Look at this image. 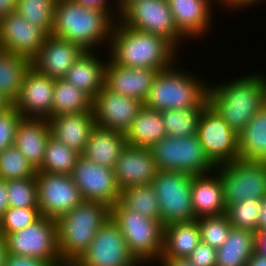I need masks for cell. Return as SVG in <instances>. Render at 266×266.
<instances>
[{
    "label": "cell",
    "mask_w": 266,
    "mask_h": 266,
    "mask_svg": "<svg viewBox=\"0 0 266 266\" xmlns=\"http://www.w3.org/2000/svg\"><path fill=\"white\" fill-rule=\"evenodd\" d=\"M116 20L107 45L110 47L108 56L113 63L128 68H150L157 71L176 64L174 62L178 49L166 38L138 31Z\"/></svg>",
    "instance_id": "cell-1"
},
{
    "label": "cell",
    "mask_w": 266,
    "mask_h": 266,
    "mask_svg": "<svg viewBox=\"0 0 266 266\" xmlns=\"http://www.w3.org/2000/svg\"><path fill=\"white\" fill-rule=\"evenodd\" d=\"M210 85L208 103L237 135L266 104V77L262 73Z\"/></svg>",
    "instance_id": "cell-2"
},
{
    "label": "cell",
    "mask_w": 266,
    "mask_h": 266,
    "mask_svg": "<svg viewBox=\"0 0 266 266\" xmlns=\"http://www.w3.org/2000/svg\"><path fill=\"white\" fill-rule=\"evenodd\" d=\"M114 19L106 9L57 0L51 35L69 40L84 51H94L100 43L109 44Z\"/></svg>",
    "instance_id": "cell-3"
},
{
    "label": "cell",
    "mask_w": 266,
    "mask_h": 266,
    "mask_svg": "<svg viewBox=\"0 0 266 266\" xmlns=\"http://www.w3.org/2000/svg\"><path fill=\"white\" fill-rule=\"evenodd\" d=\"M183 70L174 64L160 70L143 103L144 106L160 112L169 109H204L209 104L210 85L202 82V78L189 74L190 71Z\"/></svg>",
    "instance_id": "cell-4"
},
{
    "label": "cell",
    "mask_w": 266,
    "mask_h": 266,
    "mask_svg": "<svg viewBox=\"0 0 266 266\" xmlns=\"http://www.w3.org/2000/svg\"><path fill=\"white\" fill-rule=\"evenodd\" d=\"M110 219V207L83 201L57 222L58 249L63 262L74 263L89 247L98 230Z\"/></svg>",
    "instance_id": "cell-5"
},
{
    "label": "cell",
    "mask_w": 266,
    "mask_h": 266,
    "mask_svg": "<svg viewBox=\"0 0 266 266\" xmlns=\"http://www.w3.org/2000/svg\"><path fill=\"white\" fill-rule=\"evenodd\" d=\"M110 218L121 230L128 250L142 266L160 261L164 237L162 222L125 209L119 202L110 208Z\"/></svg>",
    "instance_id": "cell-6"
},
{
    "label": "cell",
    "mask_w": 266,
    "mask_h": 266,
    "mask_svg": "<svg viewBox=\"0 0 266 266\" xmlns=\"http://www.w3.org/2000/svg\"><path fill=\"white\" fill-rule=\"evenodd\" d=\"M150 150L159 170L185 172L192 176L216 170V165L206 155L197 135H167Z\"/></svg>",
    "instance_id": "cell-7"
},
{
    "label": "cell",
    "mask_w": 266,
    "mask_h": 266,
    "mask_svg": "<svg viewBox=\"0 0 266 266\" xmlns=\"http://www.w3.org/2000/svg\"><path fill=\"white\" fill-rule=\"evenodd\" d=\"M226 208L244 200L266 196V162L241 159L216 166Z\"/></svg>",
    "instance_id": "cell-8"
},
{
    "label": "cell",
    "mask_w": 266,
    "mask_h": 266,
    "mask_svg": "<svg viewBox=\"0 0 266 266\" xmlns=\"http://www.w3.org/2000/svg\"><path fill=\"white\" fill-rule=\"evenodd\" d=\"M192 175L185 172L159 170L152 181L164 226L195 220L192 206Z\"/></svg>",
    "instance_id": "cell-9"
},
{
    "label": "cell",
    "mask_w": 266,
    "mask_h": 266,
    "mask_svg": "<svg viewBox=\"0 0 266 266\" xmlns=\"http://www.w3.org/2000/svg\"><path fill=\"white\" fill-rule=\"evenodd\" d=\"M4 238L7 254L38 258L52 266L64 263L58 249L57 222L53 219L41 216Z\"/></svg>",
    "instance_id": "cell-10"
},
{
    "label": "cell",
    "mask_w": 266,
    "mask_h": 266,
    "mask_svg": "<svg viewBox=\"0 0 266 266\" xmlns=\"http://www.w3.org/2000/svg\"><path fill=\"white\" fill-rule=\"evenodd\" d=\"M118 20L138 31L163 36L177 48L184 41L174 23L168 0H130L120 9Z\"/></svg>",
    "instance_id": "cell-11"
},
{
    "label": "cell",
    "mask_w": 266,
    "mask_h": 266,
    "mask_svg": "<svg viewBox=\"0 0 266 266\" xmlns=\"http://www.w3.org/2000/svg\"><path fill=\"white\" fill-rule=\"evenodd\" d=\"M41 216L57 221L84 200L70 175L36 171Z\"/></svg>",
    "instance_id": "cell-12"
},
{
    "label": "cell",
    "mask_w": 266,
    "mask_h": 266,
    "mask_svg": "<svg viewBox=\"0 0 266 266\" xmlns=\"http://www.w3.org/2000/svg\"><path fill=\"white\" fill-rule=\"evenodd\" d=\"M76 266H142L130 253L121 230L110 218L96 233Z\"/></svg>",
    "instance_id": "cell-13"
},
{
    "label": "cell",
    "mask_w": 266,
    "mask_h": 266,
    "mask_svg": "<svg viewBox=\"0 0 266 266\" xmlns=\"http://www.w3.org/2000/svg\"><path fill=\"white\" fill-rule=\"evenodd\" d=\"M197 136L206 155L216 166L239 159V135L210 104L202 111Z\"/></svg>",
    "instance_id": "cell-14"
},
{
    "label": "cell",
    "mask_w": 266,
    "mask_h": 266,
    "mask_svg": "<svg viewBox=\"0 0 266 266\" xmlns=\"http://www.w3.org/2000/svg\"><path fill=\"white\" fill-rule=\"evenodd\" d=\"M70 176L84 201L104 203L110 208L119 202L121 190L114 169L98 165L81 155Z\"/></svg>",
    "instance_id": "cell-15"
},
{
    "label": "cell",
    "mask_w": 266,
    "mask_h": 266,
    "mask_svg": "<svg viewBox=\"0 0 266 266\" xmlns=\"http://www.w3.org/2000/svg\"><path fill=\"white\" fill-rule=\"evenodd\" d=\"M143 105V102L137 99L111 92L103 87L92 102L95 124L125 134Z\"/></svg>",
    "instance_id": "cell-16"
},
{
    "label": "cell",
    "mask_w": 266,
    "mask_h": 266,
    "mask_svg": "<svg viewBox=\"0 0 266 266\" xmlns=\"http://www.w3.org/2000/svg\"><path fill=\"white\" fill-rule=\"evenodd\" d=\"M54 82L55 79L30 67L24 77L19 96L13 103L22 118L48 120L52 117Z\"/></svg>",
    "instance_id": "cell-17"
},
{
    "label": "cell",
    "mask_w": 266,
    "mask_h": 266,
    "mask_svg": "<svg viewBox=\"0 0 266 266\" xmlns=\"http://www.w3.org/2000/svg\"><path fill=\"white\" fill-rule=\"evenodd\" d=\"M46 36L42 29L27 22L17 12L0 20V50L31 61L38 55Z\"/></svg>",
    "instance_id": "cell-18"
},
{
    "label": "cell",
    "mask_w": 266,
    "mask_h": 266,
    "mask_svg": "<svg viewBox=\"0 0 266 266\" xmlns=\"http://www.w3.org/2000/svg\"><path fill=\"white\" fill-rule=\"evenodd\" d=\"M159 169L150 149L126 145L116 162L114 173L120 190L152 183Z\"/></svg>",
    "instance_id": "cell-19"
},
{
    "label": "cell",
    "mask_w": 266,
    "mask_h": 266,
    "mask_svg": "<svg viewBox=\"0 0 266 266\" xmlns=\"http://www.w3.org/2000/svg\"><path fill=\"white\" fill-rule=\"evenodd\" d=\"M107 59L104 87L144 103L159 71L150 68H128Z\"/></svg>",
    "instance_id": "cell-20"
},
{
    "label": "cell",
    "mask_w": 266,
    "mask_h": 266,
    "mask_svg": "<svg viewBox=\"0 0 266 266\" xmlns=\"http://www.w3.org/2000/svg\"><path fill=\"white\" fill-rule=\"evenodd\" d=\"M84 50L69 40L47 35L32 67L53 79H63Z\"/></svg>",
    "instance_id": "cell-21"
},
{
    "label": "cell",
    "mask_w": 266,
    "mask_h": 266,
    "mask_svg": "<svg viewBox=\"0 0 266 266\" xmlns=\"http://www.w3.org/2000/svg\"><path fill=\"white\" fill-rule=\"evenodd\" d=\"M213 2L217 0H168L176 28L184 39L202 38L205 32L207 34Z\"/></svg>",
    "instance_id": "cell-22"
},
{
    "label": "cell",
    "mask_w": 266,
    "mask_h": 266,
    "mask_svg": "<svg viewBox=\"0 0 266 266\" xmlns=\"http://www.w3.org/2000/svg\"><path fill=\"white\" fill-rule=\"evenodd\" d=\"M48 121L51 136L81 155L91 131L96 126L93 111L54 116Z\"/></svg>",
    "instance_id": "cell-23"
},
{
    "label": "cell",
    "mask_w": 266,
    "mask_h": 266,
    "mask_svg": "<svg viewBox=\"0 0 266 266\" xmlns=\"http://www.w3.org/2000/svg\"><path fill=\"white\" fill-rule=\"evenodd\" d=\"M191 199L195 220L201 217L225 214L226 206L224 204L223 187L219 173L213 171L193 176Z\"/></svg>",
    "instance_id": "cell-24"
},
{
    "label": "cell",
    "mask_w": 266,
    "mask_h": 266,
    "mask_svg": "<svg viewBox=\"0 0 266 266\" xmlns=\"http://www.w3.org/2000/svg\"><path fill=\"white\" fill-rule=\"evenodd\" d=\"M51 136L46 119L21 118L17 126L14 146L38 171L43 163L47 140Z\"/></svg>",
    "instance_id": "cell-25"
},
{
    "label": "cell",
    "mask_w": 266,
    "mask_h": 266,
    "mask_svg": "<svg viewBox=\"0 0 266 266\" xmlns=\"http://www.w3.org/2000/svg\"><path fill=\"white\" fill-rule=\"evenodd\" d=\"M106 64L107 62L100 59L96 52L84 51L63 79L79 88L93 100L104 87Z\"/></svg>",
    "instance_id": "cell-26"
},
{
    "label": "cell",
    "mask_w": 266,
    "mask_h": 266,
    "mask_svg": "<svg viewBox=\"0 0 266 266\" xmlns=\"http://www.w3.org/2000/svg\"><path fill=\"white\" fill-rule=\"evenodd\" d=\"M126 145L124 133L96 125L89 135L82 156L98 165L114 169L120 153Z\"/></svg>",
    "instance_id": "cell-27"
},
{
    "label": "cell",
    "mask_w": 266,
    "mask_h": 266,
    "mask_svg": "<svg viewBox=\"0 0 266 266\" xmlns=\"http://www.w3.org/2000/svg\"><path fill=\"white\" fill-rule=\"evenodd\" d=\"M200 242L197 220L164 226L161 259L187 258Z\"/></svg>",
    "instance_id": "cell-28"
},
{
    "label": "cell",
    "mask_w": 266,
    "mask_h": 266,
    "mask_svg": "<svg viewBox=\"0 0 266 266\" xmlns=\"http://www.w3.org/2000/svg\"><path fill=\"white\" fill-rule=\"evenodd\" d=\"M125 136L128 145L150 149L167 136L161 112L143 105Z\"/></svg>",
    "instance_id": "cell-29"
},
{
    "label": "cell",
    "mask_w": 266,
    "mask_h": 266,
    "mask_svg": "<svg viewBox=\"0 0 266 266\" xmlns=\"http://www.w3.org/2000/svg\"><path fill=\"white\" fill-rule=\"evenodd\" d=\"M239 159L266 162V104L239 134Z\"/></svg>",
    "instance_id": "cell-30"
},
{
    "label": "cell",
    "mask_w": 266,
    "mask_h": 266,
    "mask_svg": "<svg viewBox=\"0 0 266 266\" xmlns=\"http://www.w3.org/2000/svg\"><path fill=\"white\" fill-rule=\"evenodd\" d=\"M255 246V232L232 227L224 244L216 249L215 266H246Z\"/></svg>",
    "instance_id": "cell-31"
},
{
    "label": "cell",
    "mask_w": 266,
    "mask_h": 266,
    "mask_svg": "<svg viewBox=\"0 0 266 266\" xmlns=\"http://www.w3.org/2000/svg\"><path fill=\"white\" fill-rule=\"evenodd\" d=\"M32 61L18 54L0 50V93L14 103Z\"/></svg>",
    "instance_id": "cell-32"
},
{
    "label": "cell",
    "mask_w": 266,
    "mask_h": 266,
    "mask_svg": "<svg viewBox=\"0 0 266 266\" xmlns=\"http://www.w3.org/2000/svg\"><path fill=\"white\" fill-rule=\"evenodd\" d=\"M93 100L64 79H55L52 117L92 111Z\"/></svg>",
    "instance_id": "cell-33"
},
{
    "label": "cell",
    "mask_w": 266,
    "mask_h": 266,
    "mask_svg": "<svg viewBox=\"0 0 266 266\" xmlns=\"http://www.w3.org/2000/svg\"><path fill=\"white\" fill-rule=\"evenodd\" d=\"M119 203L125 209L161 222L159 202L151 183L121 190Z\"/></svg>",
    "instance_id": "cell-34"
},
{
    "label": "cell",
    "mask_w": 266,
    "mask_h": 266,
    "mask_svg": "<svg viewBox=\"0 0 266 266\" xmlns=\"http://www.w3.org/2000/svg\"><path fill=\"white\" fill-rule=\"evenodd\" d=\"M80 156V153L50 136L45 147L42 166L38 171L70 175Z\"/></svg>",
    "instance_id": "cell-35"
},
{
    "label": "cell",
    "mask_w": 266,
    "mask_h": 266,
    "mask_svg": "<svg viewBox=\"0 0 266 266\" xmlns=\"http://www.w3.org/2000/svg\"><path fill=\"white\" fill-rule=\"evenodd\" d=\"M56 2L57 0H18L16 12L50 35Z\"/></svg>",
    "instance_id": "cell-36"
},
{
    "label": "cell",
    "mask_w": 266,
    "mask_h": 266,
    "mask_svg": "<svg viewBox=\"0 0 266 266\" xmlns=\"http://www.w3.org/2000/svg\"><path fill=\"white\" fill-rule=\"evenodd\" d=\"M202 111L203 109H169L162 111V119L167 135L172 137L197 135Z\"/></svg>",
    "instance_id": "cell-37"
},
{
    "label": "cell",
    "mask_w": 266,
    "mask_h": 266,
    "mask_svg": "<svg viewBox=\"0 0 266 266\" xmlns=\"http://www.w3.org/2000/svg\"><path fill=\"white\" fill-rule=\"evenodd\" d=\"M36 177V170L14 145L0 152V178L16 180Z\"/></svg>",
    "instance_id": "cell-38"
},
{
    "label": "cell",
    "mask_w": 266,
    "mask_h": 266,
    "mask_svg": "<svg viewBox=\"0 0 266 266\" xmlns=\"http://www.w3.org/2000/svg\"><path fill=\"white\" fill-rule=\"evenodd\" d=\"M196 220L199 226L201 241L207 243L212 248H220L228 238L232 228L227 215L201 217Z\"/></svg>",
    "instance_id": "cell-39"
},
{
    "label": "cell",
    "mask_w": 266,
    "mask_h": 266,
    "mask_svg": "<svg viewBox=\"0 0 266 266\" xmlns=\"http://www.w3.org/2000/svg\"><path fill=\"white\" fill-rule=\"evenodd\" d=\"M260 207L261 200L249 199L228 206L225 214L233 228L256 232Z\"/></svg>",
    "instance_id": "cell-40"
},
{
    "label": "cell",
    "mask_w": 266,
    "mask_h": 266,
    "mask_svg": "<svg viewBox=\"0 0 266 266\" xmlns=\"http://www.w3.org/2000/svg\"><path fill=\"white\" fill-rule=\"evenodd\" d=\"M9 206L38 208L36 177L7 181Z\"/></svg>",
    "instance_id": "cell-41"
},
{
    "label": "cell",
    "mask_w": 266,
    "mask_h": 266,
    "mask_svg": "<svg viewBox=\"0 0 266 266\" xmlns=\"http://www.w3.org/2000/svg\"><path fill=\"white\" fill-rule=\"evenodd\" d=\"M41 217L39 208H15L10 207L0 217V234L5 237L7 234L21 230L31 225Z\"/></svg>",
    "instance_id": "cell-42"
},
{
    "label": "cell",
    "mask_w": 266,
    "mask_h": 266,
    "mask_svg": "<svg viewBox=\"0 0 266 266\" xmlns=\"http://www.w3.org/2000/svg\"><path fill=\"white\" fill-rule=\"evenodd\" d=\"M21 118V114L13 105L0 113V152L14 145L17 126Z\"/></svg>",
    "instance_id": "cell-43"
},
{
    "label": "cell",
    "mask_w": 266,
    "mask_h": 266,
    "mask_svg": "<svg viewBox=\"0 0 266 266\" xmlns=\"http://www.w3.org/2000/svg\"><path fill=\"white\" fill-rule=\"evenodd\" d=\"M216 258V249L210 247L207 243L202 241L187 257V259L195 266H215Z\"/></svg>",
    "instance_id": "cell-44"
},
{
    "label": "cell",
    "mask_w": 266,
    "mask_h": 266,
    "mask_svg": "<svg viewBox=\"0 0 266 266\" xmlns=\"http://www.w3.org/2000/svg\"><path fill=\"white\" fill-rule=\"evenodd\" d=\"M3 266H52V265L38 258L6 253Z\"/></svg>",
    "instance_id": "cell-45"
},
{
    "label": "cell",
    "mask_w": 266,
    "mask_h": 266,
    "mask_svg": "<svg viewBox=\"0 0 266 266\" xmlns=\"http://www.w3.org/2000/svg\"><path fill=\"white\" fill-rule=\"evenodd\" d=\"M72 1L80 3L85 6H93V7H98L101 9H106L112 16L114 15L113 17L115 18V20L119 17V13H120L119 7L117 6V4H115V6L113 4L110 5V0H72ZM114 9H116L117 11H115ZM112 10L115 13H113Z\"/></svg>",
    "instance_id": "cell-46"
},
{
    "label": "cell",
    "mask_w": 266,
    "mask_h": 266,
    "mask_svg": "<svg viewBox=\"0 0 266 266\" xmlns=\"http://www.w3.org/2000/svg\"><path fill=\"white\" fill-rule=\"evenodd\" d=\"M257 2H262L263 0H217V5L224 6L225 8H229L230 10L232 9H241V8H248L249 6L251 7L252 5L255 6ZM220 3V4H219ZM222 4V5H221Z\"/></svg>",
    "instance_id": "cell-47"
},
{
    "label": "cell",
    "mask_w": 266,
    "mask_h": 266,
    "mask_svg": "<svg viewBox=\"0 0 266 266\" xmlns=\"http://www.w3.org/2000/svg\"><path fill=\"white\" fill-rule=\"evenodd\" d=\"M10 208L8 200L7 180L0 178V217Z\"/></svg>",
    "instance_id": "cell-48"
},
{
    "label": "cell",
    "mask_w": 266,
    "mask_h": 266,
    "mask_svg": "<svg viewBox=\"0 0 266 266\" xmlns=\"http://www.w3.org/2000/svg\"><path fill=\"white\" fill-rule=\"evenodd\" d=\"M18 0H0V20L17 11Z\"/></svg>",
    "instance_id": "cell-49"
},
{
    "label": "cell",
    "mask_w": 266,
    "mask_h": 266,
    "mask_svg": "<svg viewBox=\"0 0 266 266\" xmlns=\"http://www.w3.org/2000/svg\"><path fill=\"white\" fill-rule=\"evenodd\" d=\"M266 232V196L261 200L260 214L257 221L256 234Z\"/></svg>",
    "instance_id": "cell-50"
},
{
    "label": "cell",
    "mask_w": 266,
    "mask_h": 266,
    "mask_svg": "<svg viewBox=\"0 0 266 266\" xmlns=\"http://www.w3.org/2000/svg\"><path fill=\"white\" fill-rule=\"evenodd\" d=\"M195 266L187 258L160 259L159 266Z\"/></svg>",
    "instance_id": "cell-51"
},
{
    "label": "cell",
    "mask_w": 266,
    "mask_h": 266,
    "mask_svg": "<svg viewBox=\"0 0 266 266\" xmlns=\"http://www.w3.org/2000/svg\"><path fill=\"white\" fill-rule=\"evenodd\" d=\"M255 251L263 256H266V232L256 234Z\"/></svg>",
    "instance_id": "cell-52"
},
{
    "label": "cell",
    "mask_w": 266,
    "mask_h": 266,
    "mask_svg": "<svg viewBox=\"0 0 266 266\" xmlns=\"http://www.w3.org/2000/svg\"><path fill=\"white\" fill-rule=\"evenodd\" d=\"M246 266H266V256L254 251Z\"/></svg>",
    "instance_id": "cell-53"
},
{
    "label": "cell",
    "mask_w": 266,
    "mask_h": 266,
    "mask_svg": "<svg viewBox=\"0 0 266 266\" xmlns=\"http://www.w3.org/2000/svg\"><path fill=\"white\" fill-rule=\"evenodd\" d=\"M13 103L0 93V113L9 109Z\"/></svg>",
    "instance_id": "cell-54"
},
{
    "label": "cell",
    "mask_w": 266,
    "mask_h": 266,
    "mask_svg": "<svg viewBox=\"0 0 266 266\" xmlns=\"http://www.w3.org/2000/svg\"><path fill=\"white\" fill-rule=\"evenodd\" d=\"M6 253L5 238L0 234V266H3Z\"/></svg>",
    "instance_id": "cell-55"
},
{
    "label": "cell",
    "mask_w": 266,
    "mask_h": 266,
    "mask_svg": "<svg viewBox=\"0 0 266 266\" xmlns=\"http://www.w3.org/2000/svg\"><path fill=\"white\" fill-rule=\"evenodd\" d=\"M114 1H115L114 3L117 4L119 9H121L130 0H114Z\"/></svg>",
    "instance_id": "cell-56"
},
{
    "label": "cell",
    "mask_w": 266,
    "mask_h": 266,
    "mask_svg": "<svg viewBox=\"0 0 266 266\" xmlns=\"http://www.w3.org/2000/svg\"><path fill=\"white\" fill-rule=\"evenodd\" d=\"M57 266H76V265L74 263L64 262V263L57 265Z\"/></svg>",
    "instance_id": "cell-57"
}]
</instances>
